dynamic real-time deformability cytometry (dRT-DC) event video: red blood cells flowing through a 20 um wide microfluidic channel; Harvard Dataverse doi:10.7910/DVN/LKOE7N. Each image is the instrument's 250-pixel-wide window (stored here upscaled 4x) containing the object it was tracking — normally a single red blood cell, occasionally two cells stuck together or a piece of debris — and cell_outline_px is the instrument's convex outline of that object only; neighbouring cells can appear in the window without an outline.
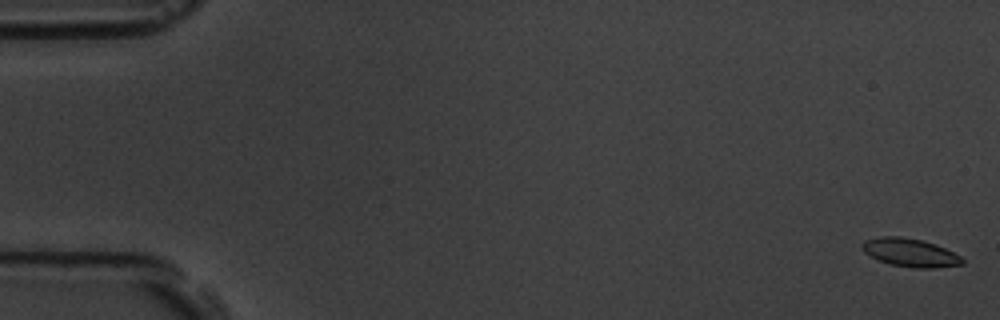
{"species": "common noctule bat (a hibernating species)", "species_latin": "Nyctalus noctula", "temperature_condition": "room temperature", "stored_images_in_passage": 58, "camera_frame_rate_fps": 3000, "um_per_image_px": 0.085, "animal": {"sex": "male", "body_mass_g": 19.5, "forearm_length_mm": 54.6}, "frame": {"image": 1, "passage_image": 1, "time_ms": 0.0, "image_size_px": [1000, 320], "cell_outline_px": [[964, 264], [936, 268], [912, 268], [892, 264], [880, 260], [864, 252], [860, 248], [860, 244], [864, 240], [880, 236], [900, 236], [920, 240], [944, 248], [960, 256], [964, 260]], "centroid_in_image_um": [77.33, 21.47], "position_along_channel_um": 7.7, "area_um2": 16.36}}
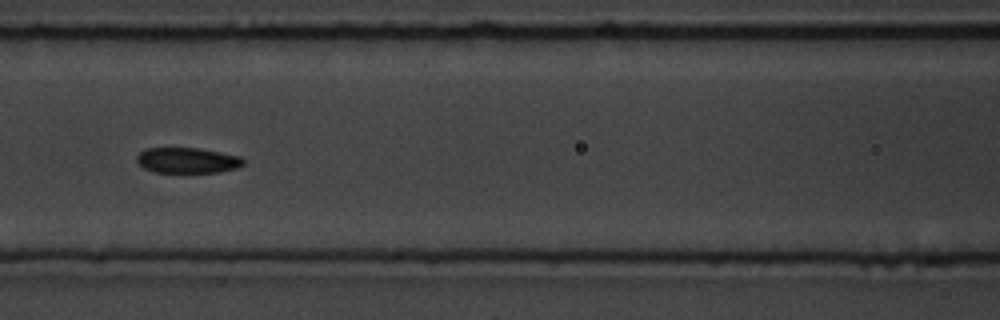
{"frame": {"image": 2, "passage_image": 26, "time_ms": 8.333, "image_size_px": [1000, 320], "cell_outline_px": [[244, 164], [236, 168], [220, 172], [152, 172], [144, 168], [136, 160], [136, 156], [140, 152], [148, 148], [196, 148], [220, 152], [240, 156], [244, 160]], "centroid_in_image_um": [15.92, 13.63], "position_along_channel_um": 150.7, "area_um2": 15.78}}
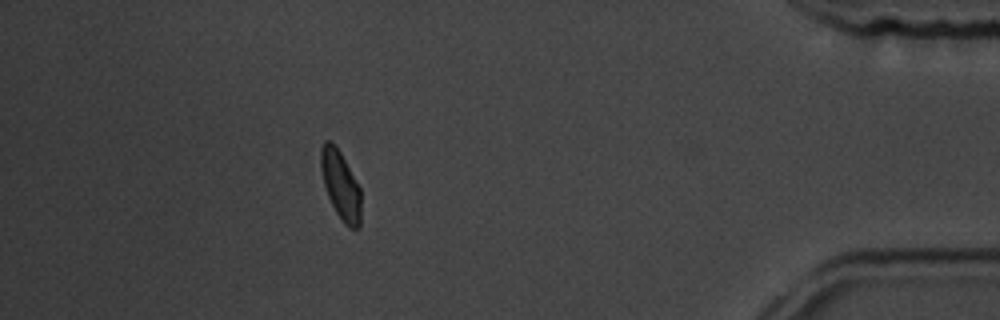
{"frame": {"image": 3, "passage_image": 52, "time_ms": 17.0, "image_size_px": [1000, 320], "cell_outline_px": [[360, 228], [348, 228], [344, 224], [336, 212], [328, 196], [324, 184], [320, 168], [320, 148], [324, 140], [332, 140], [340, 152], [360, 188]], "centroid_in_image_um": [28.93, 15.71], "position_along_channel_um": 406.3, "area_um2": 16.01}, "authors_computed_cell_mechanics": {"area_um2": 16.2129, "velocity_mm_per_s": 3.5261, "shape_relaxation_time_tau1_ms": 3.6955, "shape_relaxation_time_tau2_ms": 7.1515, "deformation_change_tau1": 0.0918, "deformation_change_tau2": 0.0969}}